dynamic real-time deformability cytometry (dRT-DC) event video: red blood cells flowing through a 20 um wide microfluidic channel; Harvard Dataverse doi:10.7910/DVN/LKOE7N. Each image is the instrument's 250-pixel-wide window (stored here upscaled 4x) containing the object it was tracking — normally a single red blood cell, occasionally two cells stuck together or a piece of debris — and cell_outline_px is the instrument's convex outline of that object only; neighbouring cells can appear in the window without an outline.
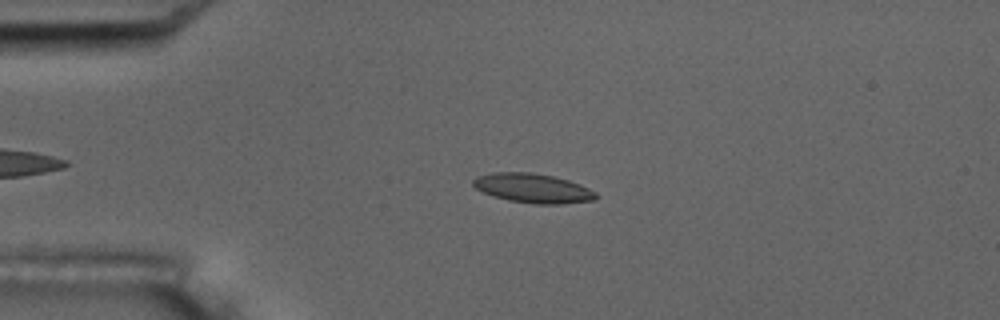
{"species": "common noctule bat (a hibernating species)", "species_latin": "Nyctalus noctula", "temperature_condition": "room temperature", "stored_images_in_passage": 5, "camera_frame_rate_fps": 3000, "um_per_image_px": 0.085, "animal": {"sex": "male", "body_mass_g": 17.5, "forearm_length_mm": 52.3}, "frame": {"image": 1, "passage_image": 3, "time_ms": 3.0, "image_size_px": [1000, 320], "cell_outline_px": [[600, 196], [596, 200], [560, 204], [536, 204], [508, 200], [492, 196], [476, 188], [472, 184], [472, 180], [476, 176], [492, 172], [532, 172], [552, 176], [568, 180], [580, 184], [596, 192]], "centroid_in_image_um": [45.3, 16.0], "position_along_channel_um": 39.7, "area_um2": 21.15}}